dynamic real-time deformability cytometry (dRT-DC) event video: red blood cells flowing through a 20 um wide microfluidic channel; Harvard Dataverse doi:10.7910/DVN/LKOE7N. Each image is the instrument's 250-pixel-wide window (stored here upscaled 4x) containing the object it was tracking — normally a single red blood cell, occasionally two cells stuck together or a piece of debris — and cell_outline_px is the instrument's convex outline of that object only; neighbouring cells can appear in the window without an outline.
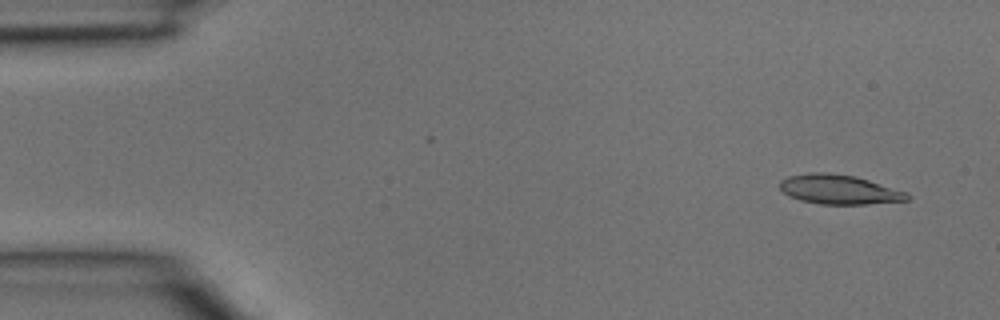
{"species": "common noctule bat (a hibernating species)", "species_latin": "Nyctalus noctula", "temperature_condition": "room temperature", "stored_images_in_passage": 3, "camera_frame_rate_fps": 3000, "um_per_image_px": 0.085, "animal": {"sex": "male", "body_mass_g": 15.6}, "frame": {"image": 1, "passage_image": 1, "time_ms": 0.0, "image_size_px": [1000, 320], "cell_outline_px": [[912, 196], [908, 200], [868, 204], [820, 204], [800, 200], [788, 196], [780, 188], [780, 180], [788, 176], [812, 172], [828, 172], [856, 176], [908, 192]], "centroid_in_image_um": [71.34, 16.1], "position_along_channel_um": 13.7, "area_um2": 22.02}}
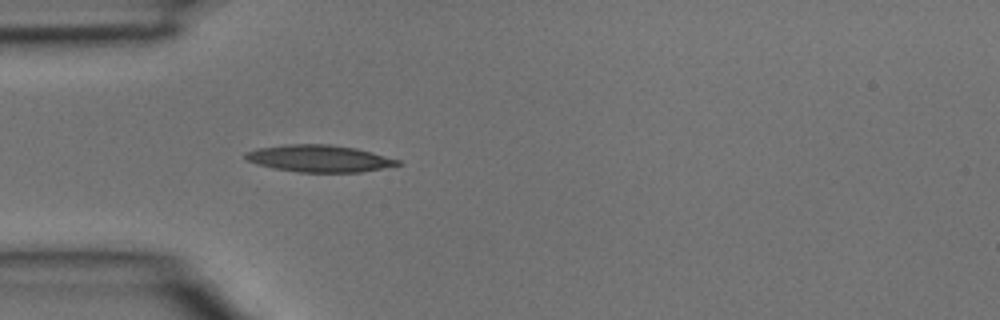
{"frame": {"image": 2, "passage_image": 3, "time_ms": 0.667, "image_size_px": [1000, 320], "cell_outline_px": [[404, 164], [360, 172], [300, 172], [276, 168], [256, 164], [248, 160], [244, 156], [244, 152], [256, 148], [288, 144], [328, 144], [356, 148], [372, 152], [400, 160]], "centroid_in_image_um": [27.14, 13.46], "position_along_channel_um": 57.9, "area_um2": 23.87}}